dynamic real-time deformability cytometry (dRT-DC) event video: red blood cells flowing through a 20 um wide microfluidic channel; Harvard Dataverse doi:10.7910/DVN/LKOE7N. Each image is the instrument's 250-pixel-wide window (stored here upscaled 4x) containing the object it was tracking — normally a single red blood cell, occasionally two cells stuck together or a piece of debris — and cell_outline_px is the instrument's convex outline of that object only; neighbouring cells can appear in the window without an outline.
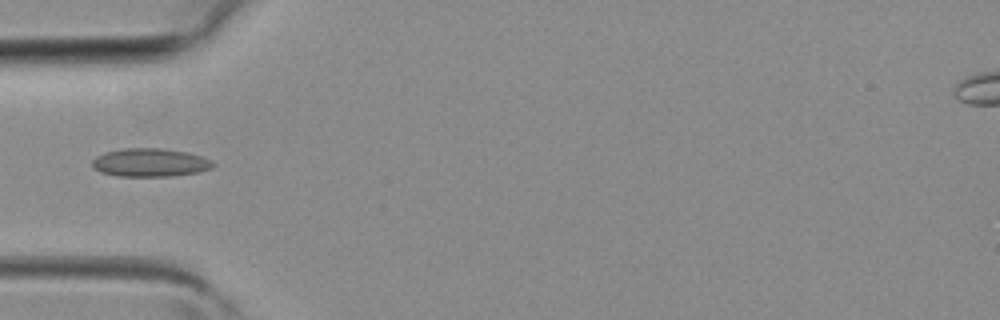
{"species": "common noctule bat (a hibernating species)", "species_latin": "Nyctalus noctula", "temperature_condition": "room temperature", "stored_images_in_passage": 3, "camera_frame_rate_fps": 3000, "um_per_image_px": 0.085, "animal": {"sex": "female", "body_mass_g": 19.3, "forearm_length_mm": 54.1}, "frame": {"image": 1, "passage_image": 2, "time_ms": 0.333, "image_size_px": [1000, 320], "cell_outline_px": [[216, 164], [212, 168], [200, 172], [172, 176], [116, 176], [100, 172], [92, 168], [92, 160], [96, 156], [104, 152], [124, 148], [160, 148], [188, 152], [212, 160]], "centroid_in_image_um": [12.75, 13.82], "position_along_channel_um": 72.2, "area_um2": 20.17}}